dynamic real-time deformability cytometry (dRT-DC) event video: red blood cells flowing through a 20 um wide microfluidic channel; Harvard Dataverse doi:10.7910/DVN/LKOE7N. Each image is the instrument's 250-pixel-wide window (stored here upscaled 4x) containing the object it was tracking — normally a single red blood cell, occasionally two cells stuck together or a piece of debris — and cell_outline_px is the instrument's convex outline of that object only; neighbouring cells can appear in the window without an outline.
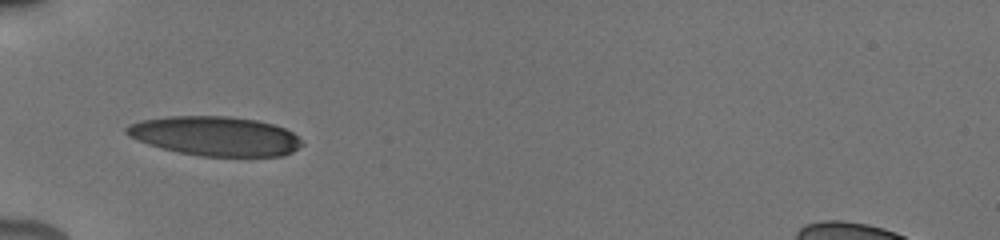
{"species": "human", "species_latin": "Homo sapiens", "temperature_condition": "cold", "stored_images_in_passage": 16, "camera_frame_rate_fps": 3000, "um_per_image_px": 0.085, "donor": {"sex": "male"}, "frame": {"image": 1, "passage_image": 1, "time_ms": 0.0, "image_size_px": [1000, 240], "cell_outline_px": [[304, 144], [292, 152], [284, 156], [200, 156], [160, 148], [148, 144], [128, 136], [124, 132], [124, 128], [128, 124], [140, 120], [168, 116], [228, 116], [256, 120], [272, 124], [284, 128], [292, 132]], "centroid_in_image_um": [18.26, 11.56], "position_along_channel_um": 66.7, "area_um2": 40.34}}
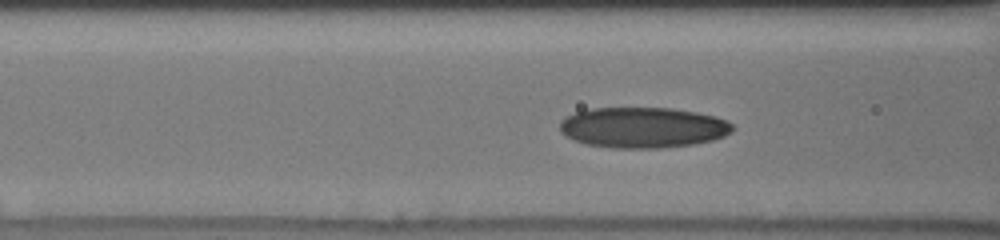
{"frame": {"image": 2, "passage_image": 8, "time_ms": 1.333, "image_size_px": [1000, 240], "cell_outline_px": [[736, 128], [732, 132], [724, 136], [712, 140], [696, 144], [660, 148], [612, 148], [588, 144], [572, 140], [564, 136], [560, 132], [560, 120], [564, 116], [576, 112], [592, 108], [672, 108], [696, 112], [728, 120]], "centroid_in_image_um": [54.64, 10.84], "position_along_channel_um": 112.0, "area_um2": 41.27}}